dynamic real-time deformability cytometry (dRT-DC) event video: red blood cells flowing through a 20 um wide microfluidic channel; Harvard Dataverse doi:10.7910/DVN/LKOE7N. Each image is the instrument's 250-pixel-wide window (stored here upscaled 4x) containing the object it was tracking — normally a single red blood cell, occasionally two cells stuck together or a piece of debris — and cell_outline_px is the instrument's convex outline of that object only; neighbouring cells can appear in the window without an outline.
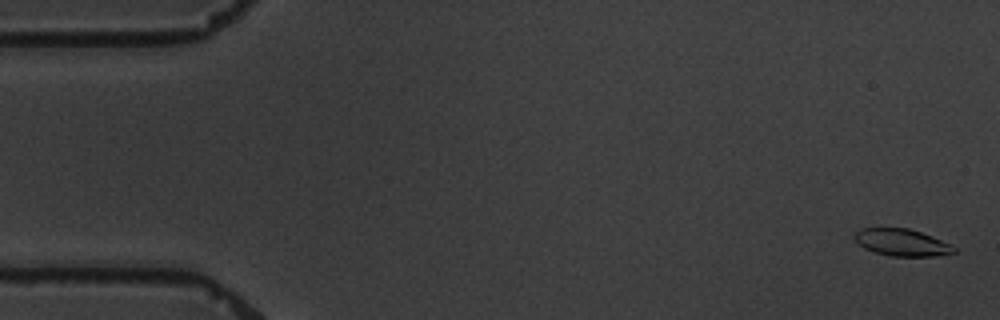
{"species": "common noctule bat (a hibernating species)", "species_latin": "Nyctalus noctula", "temperature_condition": "warm", "stored_images_in_passage": 5, "camera_frame_rate_fps": 3000, "um_per_image_px": 0.085, "animal": {"sex": "male", "body_mass_g": 19.5, "forearm_length_mm": 54.6}, "frame": {"image": 1, "passage_image": 1, "time_ms": 0.0, "image_size_px": [1000, 320], "cell_outline_px": [[956, 252], [932, 256], [892, 256], [876, 252], [864, 248], [852, 236], [860, 228], [908, 228], [920, 232], [940, 240], [956, 248]], "centroid_in_image_um": [76.62, 20.6], "position_along_channel_um": 8.4, "area_um2": 15.32}}
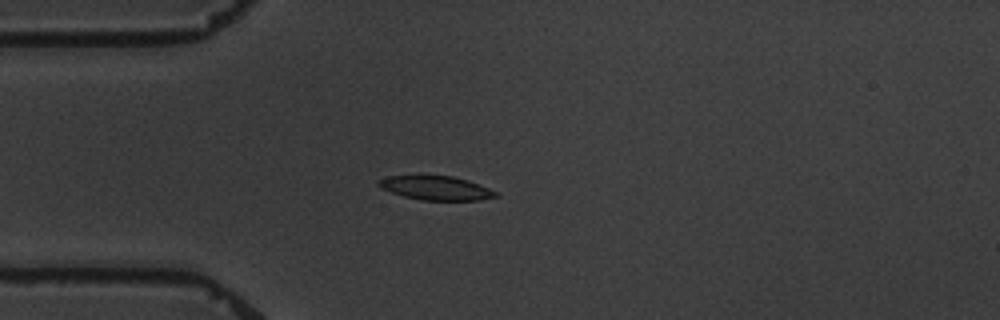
{"frame": {"image": 2, "passage_image": 5, "time_ms": 4.667, "image_size_px": [1000, 320], "cell_outline_px": [[500, 196], [480, 200], [420, 200], [404, 196], [380, 188], [376, 184], [376, 180], [388, 176], [452, 176], [468, 180], [488, 188], [496, 192]], "centroid_in_image_um": [37.04, 15.98], "position_along_channel_um": 48.0, "area_um2": 16.3}}